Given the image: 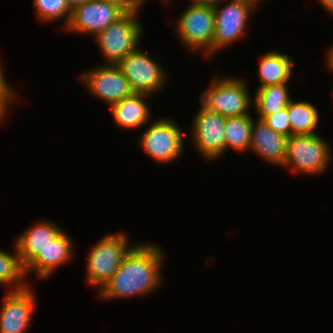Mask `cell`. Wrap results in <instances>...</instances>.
Masks as SVG:
<instances>
[{
	"label": "cell",
	"instance_id": "1",
	"mask_svg": "<svg viewBox=\"0 0 333 333\" xmlns=\"http://www.w3.org/2000/svg\"><path fill=\"white\" fill-rule=\"evenodd\" d=\"M154 242H138L112 277L94 294L101 303L154 295L163 284L165 248Z\"/></svg>",
	"mask_w": 333,
	"mask_h": 333
},
{
	"label": "cell",
	"instance_id": "2",
	"mask_svg": "<svg viewBox=\"0 0 333 333\" xmlns=\"http://www.w3.org/2000/svg\"><path fill=\"white\" fill-rule=\"evenodd\" d=\"M170 116H162L152 119L140 130L137 138V146L158 165L167 166L185 156L187 131Z\"/></svg>",
	"mask_w": 333,
	"mask_h": 333
},
{
	"label": "cell",
	"instance_id": "3",
	"mask_svg": "<svg viewBox=\"0 0 333 333\" xmlns=\"http://www.w3.org/2000/svg\"><path fill=\"white\" fill-rule=\"evenodd\" d=\"M124 230L108 232L86 254L85 282L97 293L112 277L130 250L138 243ZM130 239V240H129Z\"/></svg>",
	"mask_w": 333,
	"mask_h": 333
},
{
	"label": "cell",
	"instance_id": "4",
	"mask_svg": "<svg viewBox=\"0 0 333 333\" xmlns=\"http://www.w3.org/2000/svg\"><path fill=\"white\" fill-rule=\"evenodd\" d=\"M220 75L214 73L207 88L200 92V104L225 117L246 116L253 112L249 81L237 75Z\"/></svg>",
	"mask_w": 333,
	"mask_h": 333
},
{
	"label": "cell",
	"instance_id": "5",
	"mask_svg": "<svg viewBox=\"0 0 333 333\" xmlns=\"http://www.w3.org/2000/svg\"><path fill=\"white\" fill-rule=\"evenodd\" d=\"M174 33L176 39L188 54L210 60L215 35L214 7L212 4L188 3L176 16Z\"/></svg>",
	"mask_w": 333,
	"mask_h": 333
},
{
	"label": "cell",
	"instance_id": "6",
	"mask_svg": "<svg viewBox=\"0 0 333 333\" xmlns=\"http://www.w3.org/2000/svg\"><path fill=\"white\" fill-rule=\"evenodd\" d=\"M146 3L144 2L135 11L125 13L92 38L97 45L99 55L102 56V64H117L141 46L145 30L139 19Z\"/></svg>",
	"mask_w": 333,
	"mask_h": 333
},
{
	"label": "cell",
	"instance_id": "7",
	"mask_svg": "<svg viewBox=\"0 0 333 333\" xmlns=\"http://www.w3.org/2000/svg\"><path fill=\"white\" fill-rule=\"evenodd\" d=\"M323 135H291L287 138L285 168L292 175L321 176L333 161L332 146ZM308 174V175H307Z\"/></svg>",
	"mask_w": 333,
	"mask_h": 333
},
{
	"label": "cell",
	"instance_id": "8",
	"mask_svg": "<svg viewBox=\"0 0 333 333\" xmlns=\"http://www.w3.org/2000/svg\"><path fill=\"white\" fill-rule=\"evenodd\" d=\"M258 6L261 5L255 0H219L213 4L215 35L212 57H216V54L218 56V52L247 36V29L252 25Z\"/></svg>",
	"mask_w": 333,
	"mask_h": 333
},
{
	"label": "cell",
	"instance_id": "9",
	"mask_svg": "<svg viewBox=\"0 0 333 333\" xmlns=\"http://www.w3.org/2000/svg\"><path fill=\"white\" fill-rule=\"evenodd\" d=\"M146 50L139 46L116 65L127 78L134 93L157 96L167 88L171 74L167 73L168 69L154 54Z\"/></svg>",
	"mask_w": 333,
	"mask_h": 333
},
{
	"label": "cell",
	"instance_id": "10",
	"mask_svg": "<svg viewBox=\"0 0 333 333\" xmlns=\"http://www.w3.org/2000/svg\"><path fill=\"white\" fill-rule=\"evenodd\" d=\"M193 116L187 137L195 151L207 162H217L225 155L226 117L200 105Z\"/></svg>",
	"mask_w": 333,
	"mask_h": 333
},
{
	"label": "cell",
	"instance_id": "11",
	"mask_svg": "<svg viewBox=\"0 0 333 333\" xmlns=\"http://www.w3.org/2000/svg\"><path fill=\"white\" fill-rule=\"evenodd\" d=\"M78 74V82L85 85L90 96L102 101L108 108L134 93L116 64H97Z\"/></svg>",
	"mask_w": 333,
	"mask_h": 333
},
{
	"label": "cell",
	"instance_id": "12",
	"mask_svg": "<svg viewBox=\"0 0 333 333\" xmlns=\"http://www.w3.org/2000/svg\"><path fill=\"white\" fill-rule=\"evenodd\" d=\"M124 14L125 12L114 4L88 0L71 9L69 23L63 31L72 35H90L93 38Z\"/></svg>",
	"mask_w": 333,
	"mask_h": 333
},
{
	"label": "cell",
	"instance_id": "13",
	"mask_svg": "<svg viewBox=\"0 0 333 333\" xmlns=\"http://www.w3.org/2000/svg\"><path fill=\"white\" fill-rule=\"evenodd\" d=\"M33 286L30 284L24 289L4 293L0 306V333L28 332L38 304Z\"/></svg>",
	"mask_w": 333,
	"mask_h": 333
},
{
	"label": "cell",
	"instance_id": "14",
	"mask_svg": "<svg viewBox=\"0 0 333 333\" xmlns=\"http://www.w3.org/2000/svg\"><path fill=\"white\" fill-rule=\"evenodd\" d=\"M64 229L24 268L26 279L33 274L46 281L64 265L74 260L75 242ZM59 268V269H58Z\"/></svg>",
	"mask_w": 333,
	"mask_h": 333
},
{
	"label": "cell",
	"instance_id": "15",
	"mask_svg": "<svg viewBox=\"0 0 333 333\" xmlns=\"http://www.w3.org/2000/svg\"><path fill=\"white\" fill-rule=\"evenodd\" d=\"M287 138L271 129L263 119L255 117L249 153L264 160L266 164L281 168L285 162Z\"/></svg>",
	"mask_w": 333,
	"mask_h": 333
},
{
	"label": "cell",
	"instance_id": "16",
	"mask_svg": "<svg viewBox=\"0 0 333 333\" xmlns=\"http://www.w3.org/2000/svg\"><path fill=\"white\" fill-rule=\"evenodd\" d=\"M152 96L133 93L109 107L114 124L126 131L143 129L153 119V109L148 104Z\"/></svg>",
	"mask_w": 333,
	"mask_h": 333
},
{
	"label": "cell",
	"instance_id": "17",
	"mask_svg": "<svg viewBox=\"0 0 333 333\" xmlns=\"http://www.w3.org/2000/svg\"><path fill=\"white\" fill-rule=\"evenodd\" d=\"M62 230L61 225L44 218L15 237L14 243L22 266L25 268Z\"/></svg>",
	"mask_w": 333,
	"mask_h": 333
},
{
	"label": "cell",
	"instance_id": "18",
	"mask_svg": "<svg viewBox=\"0 0 333 333\" xmlns=\"http://www.w3.org/2000/svg\"><path fill=\"white\" fill-rule=\"evenodd\" d=\"M277 49L266 50L256 66L261 88L267 85L289 83L294 73V56Z\"/></svg>",
	"mask_w": 333,
	"mask_h": 333
},
{
	"label": "cell",
	"instance_id": "19",
	"mask_svg": "<svg viewBox=\"0 0 333 333\" xmlns=\"http://www.w3.org/2000/svg\"><path fill=\"white\" fill-rule=\"evenodd\" d=\"M290 84H274L253 91V113L256 118L263 119L266 115L280 111L289 105L291 98ZM255 109V110H254Z\"/></svg>",
	"mask_w": 333,
	"mask_h": 333
},
{
	"label": "cell",
	"instance_id": "20",
	"mask_svg": "<svg viewBox=\"0 0 333 333\" xmlns=\"http://www.w3.org/2000/svg\"><path fill=\"white\" fill-rule=\"evenodd\" d=\"M291 135L317 134L320 122V110L314 103L304 100H291L287 106Z\"/></svg>",
	"mask_w": 333,
	"mask_h": 333
},
{
	"label": "cell",
	"instance_id": "21",
	"mask_svg": "<svg viewBox=\"0 0 333 333\" xmlns=\"http://www.w3.org/2000/svg\"><path fill=\"white\" fill-rule=\"evenodd\" d=\"M254 115L226 117L225 122V154L235 151L247 154L251 145V129Z\"/></svg>",
	"mask_w": 333,
	"mask_h": 333
},
{
	"label": "cell",
	"instance_id": "22",
	"mask_svg": "<svg viewBox=\"0 0 333 333\" xmlns=\"http://www.w3.org/2000/svg\"><path fill=\"white\" fill-rule=\"evenodd\" d=\"M13 246L14 252L0 249V287H7L5 291L21 290L31 284V280L26 279L14 241Z\"/></svg>",
	"mask_w": 333,
	"mask_h": 333
},
{
	"label": "cell",
	"instance_id": "23",
	"mask_svg": "<svg viewBox=\"0 0 333 333\" xmlns=\"http://www.w3.org/2000/svg\"><path fill=\"white\" fill-rule=\"evenodd\" d=\"M32 4L38 22L49 25V23L54 24L59 21L62 31L69 23L71 8L66 0H32Z\"/></svg>",
	"mask_w": 333,
	"mask_h": 333
},
{
	"label": "cell",
	"instance_id": "24",
	"mask_svg": "<svg viewBox=\"0 0 333 333\" xmlns=\"http://www.w3.org/2000/svg\"><path fill=\"white\" fill-rule=\"evenodd\" d=\"M5 71L3 59L0 56V125H3L4 121L7 122L8 115L12 111L11 108L18 102L17 100L20 102L21 98L18 95L19 92L10 84L9 79H7Z\"/></svg>",
	"mask_w": 333,
	"mask_h": 333
},
{
	"label": "cell",
	"instance_id": "25",
	"mask_svg": "<svg viewBox=\"0 0 333 333\" xmlns=\"http://www.w3.org/2000/svg\"><path fill=\"white\" fill-rule=\"evenodd\" d=\"M263 120L274 131L286 137L291 136V124L287 107L280 111L266 115Z\"/></svg>",
	"mask_w": 333,
	"mask_h": 333
},
{
	"label": "cell",
	"instance_id": "26",
	"mask_svg": "<svg viewBox=\"0 0 333 333\" xmlns=\"http://www.w3.org/2000/svg\"><path fill=\"white\" fill-rule=\"evenodd\" d=\"M120 7L125 13L137 10L144 0H100Z\"/></svg>",
	"mask_w": 333,
	"mask_h": 333
},
{
	"label": "cell",
	"instance_id": "27",
	"mask_svg": "<svg viewBox=\"0 0 333 333\" xmlns=\"http://www.w3.org/2000/svg\"><path fill=\"white\" fill-rule=\"evenodd\" d=\"M325 52L326 53H324L325 54L324 59L326 61L324 65H326V69L328 67V71L333 73V44L332 45L330 44V46L327 47V50ZM332 88H333V83H332Z\"/></svg>",
	"mask_w": 333,
	"mask_h": 333
},
{
	"label": "cell",
	"instance_id": "28",
	"mask_svg": "<svg viewBox=\"0 0 333 333\" xmlns=\"http://www.w3.org/2000/svg\"><path fill=\"white\" fill-rule=\"evenodd\" d=\"M322 6L324 11L333 16V0H315Z\"/></svg>",
	"mask_w": 333,
	"mask_h": 333
},
{
	"label": "cell",
	"instance_id": "29",
	"mask_svg": "<svg viewBox=\"0 0 333 333\" xmlns=\"http://www.w3.org/2000/svg\"><path fill=\"white\" fill-rule=\"evenodd\" d=\"M219 0H188L190 3L216 4Z\"/></svg>",
	"mask_w": 333,
	"mask_h": 333
},
{
	"label": "cell",
	"instance_id": "30",
	"mask_svg": "<svg viewBox=\"0 0 333 333\" xmlns=\"http://www.w3.org/2000/svg\"><path fill=\"white\" fill-rule=\"evenodd\" d=\"M68 5L70 6V8L72 9L74 6L80 4V3H83L85 1H88V0H66Z\"/></svg>",
	"mask_w": 333,
	"mask_h": 333
},
{
	"label": "cell",
	"instance_id": "31",
	"mask_svg": "<svg viewBox=\"0 0 333 333\" xmlns=\"http://www.w3.org/2000/svg\"><path fill=\"white\" fill-rule=\"evenodd\" d=\"M144 1L147 2V0H144ZM158 1H160L161 4H163V7H164V5H165V6H168V5H169V7H170L171 4H173L172 2H174L173 0H158Z\"/></svg>",
	"mask_w": 333,
	"mask_h": 333
}]
</instances>
